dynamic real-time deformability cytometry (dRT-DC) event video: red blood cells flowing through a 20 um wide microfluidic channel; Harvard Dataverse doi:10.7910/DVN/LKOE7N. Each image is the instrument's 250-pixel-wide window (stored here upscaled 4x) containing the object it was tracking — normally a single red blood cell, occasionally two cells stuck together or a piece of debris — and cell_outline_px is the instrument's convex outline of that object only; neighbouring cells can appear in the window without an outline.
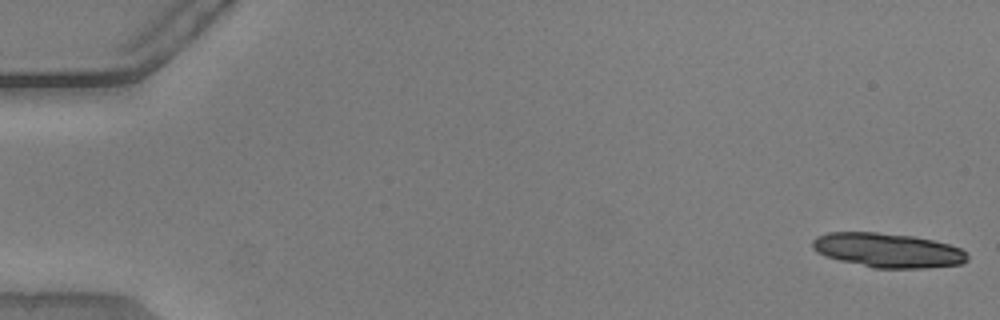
{"species": "common noctule bat (a hibernating species)", "species_latin": "Nyctalus noctula", "temperature_condition": "warm", "stored_images_in_passage": 20, "camera_frame_rate_fps": 3000, "um_per_image_px": 0.085, "animal": {"sex": "male", "body_mass_g": 20.5, "forearm_length_mm": 52.5}, "frame": {"image": 1, "passage_image": 1, "time_ms": 0.0, "image_size_px": [1000, 320], "cell_outline_px": [[968, 260], [960, 264], [928, 268], [872, 268], [824, 256], [816, 252], [812, 248], [812, 240], [816, 236], [828, 232], [876, 232], [912, 236], [932, 240], [948, 244], [960, 248], [968, 256]], "centroid_in_image_um": [75.42, 21.27], "position_along_channel_um": 9.6, "area_um2": 31.1}}
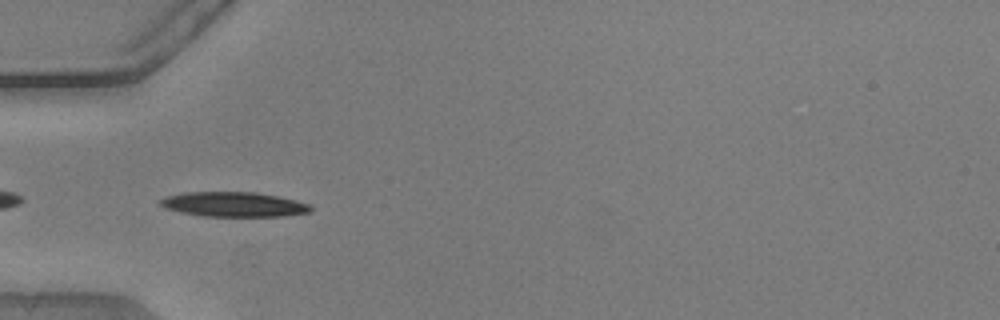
{"frame": {"image": 2, "passage_image": 18, "time_ms": 5.667, "image_size_px": [1000, 320], "cell_outline_px": [[312, 212], [284, 216], [200, 216], [180, 212], [164, 208], [156, 204], [164, 196], [184, 192], [256, 192], [280, 196], [296, 200], [308, 204], [312, 208]], "centroid_in_image_um": [19.83, 17.37], "position_along_channel_um": 65.2, "area_um2": 22.02}}